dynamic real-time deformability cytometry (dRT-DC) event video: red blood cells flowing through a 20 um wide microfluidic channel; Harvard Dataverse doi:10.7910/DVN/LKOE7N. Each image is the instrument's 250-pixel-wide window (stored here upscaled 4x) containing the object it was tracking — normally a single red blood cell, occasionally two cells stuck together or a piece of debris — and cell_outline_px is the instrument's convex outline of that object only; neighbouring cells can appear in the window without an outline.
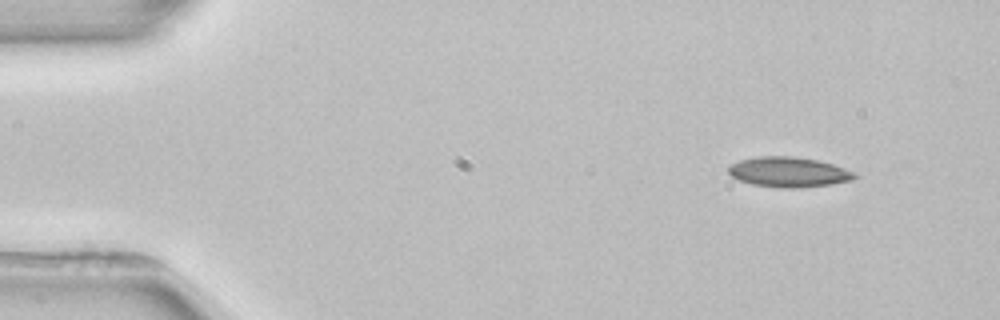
{"species": "common noctule bat (a hibernating species)", "species_latin": "Nyctalus noctula", "temperature_condition": "room temperature", "stored_images_in_passage": 4, "camera_frame_rate_fps": 3000, "um_per_image_px": 0.085, "animal": {"sex": "female", "body_mass_g": 22.7, "forearm_length_mm": 54.2}, "frame": {"image": 1, "passage_image": 1, "time_ms": 0.0, "image_size_px": [1000, 320], "cell_outline_px": [[856, 176], [852, 180], [832, 184], [796, 188], [780, 188], [752, 184], [740, 180], [732, 176], [728, 172], [728, 164], [740, 160], [756, 156], [792, 156], [816, 160], [832, 164], [856, 172]], "centroid_in_image_um": [67.01, 14.62], "position_along_channel_um": 18.0, "area_um2": 22.14}}
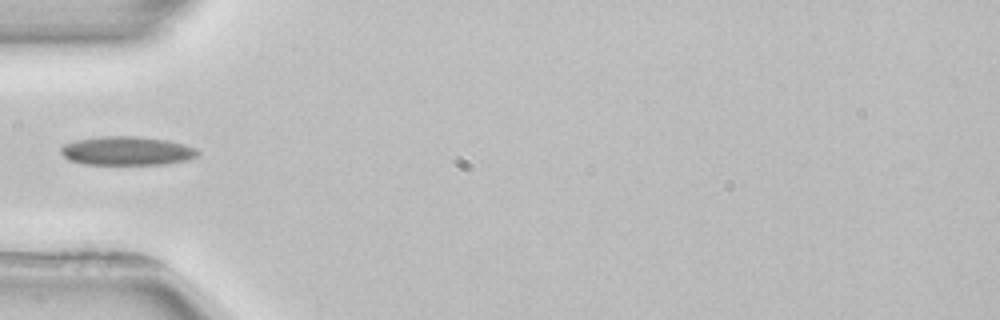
{"frame": {"image": 2, "passage_image": 3, "time_ms": 4.0, "image_size_px": [1000, 320], "cell_outline_px": [[200, 152], [196, 156], [188, 160], [164, 164], [84, 164], [68, 160], [60, 152], [60, 148], [64, 144], [76, 140], [100, 136], [136, 136], [168, 140], [184, 144], [196, 148]], "centroid_in_image_um": [10.78, 12.82], "position_along_channel_um": 74.2, "area_um2": 23.06}}